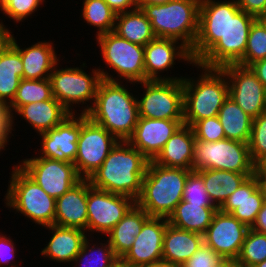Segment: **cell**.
Returning a JSON list of instances; mask_svg holds the SVG:
<instances>
[{
    "label": "cell",
    "mask_w": 266,
    "mask_h": 267,
    "mask_svg": "<svg viewBox=\"0 0 266 267\" xmlns=\"http://www.w3.org/2000/svg\"><path fill=\"white\" fill-rule=\"evenodd\" d=\"M257 18L242 11L236 0H200L198 34L190 54L194 65L222 68L244 56L250 28Z\"/></svg>",
    "instance_id": "cell-1"
},
{
    "label": "cell",
    "mask_w": 266,
    "mask_h": 267,
    "mask_svg": "<svg viewBox=\"0 0 266 267\" xmlns=\"http://www.w3.org/2000/svg\"><path fill=\"white\" fill-rule=\"evenodd\" d=\"M148 163L139 150L119 140L88 180L92 187L137 200Z\"/></svg>",
    "instance_id": "cell-2"
},
{
    "label": "cell",
    "mask_w": 266,
    "mask_h": 267,
    "mask_svg": "<svg viewBox=\"0 0 266 267\" xmlns=\"http://www.w3.org/2000/svg\"><path fill=\"white\" fill-rule=\"evenodd\" d=\"M138 99L118 81L102 79L92 106L82 111L120 141H127L139 119Z\"/></svg>",
    "instance_id": "cell-3"
},
{
    "label": "cell",
    "mask_w": 266,
    "mask_h": 267,
    "mask_svg": "<svg viewBox=\"0 0 266 267\" xmlns=\"http://www.w3.org/2000/svg\"><path fill=\"white\" fill-rule=\"evenodd\" d=\"M192 170L164 167L149 161L136 204L150 217L169 218L182 201L184 186Z\"/></svg>",
    "instance_id": "cell-4"
},
{
    "label": "cell",
    "mask_w": 266,
    "mask_h": 267,
    "mask_svg": "<svg viewBox=\"0 0 266 267\" xmlns=\"http://www.w3.org/2000/svg\"><path fill=\"white\" fill-rule=\"evenodd\" d=\"M201 69L205 72L197 82L182 79L184 124L191 127L199 120L218 116L229 96V83L220 68Z\"/></svg>",
    "instance_id": "cell-5"
},
{
    "label": "cell",
    "mask_w": 266,
    "mask_h": 267,
    "mask_svg": "<svg viewBox=\"0 0 266 267\" xmlns=\"http://www.w3.org/2000/svg\"><path fill=\"white\" fill-rule=\"evenodd\" d=\"M200 0H172L146 5L141 10L151 22L155 37L181 41L189 50L198 34Z\"/></svg>",
    "instance_id": "cell-6"
},
{
    "label": "cell",
    "mask_w": 266,
    "mask_h": 267,
    "mask_svg": "<svg viewBox=\"0 0 266 267\" xmlns=\"http://www.w3.org/2000/svg\"><path fill=\"white\" fill-rule=\"evenodd\" d=\"M14 168L5 196L7 206L39 225H53L56 199L48 195L19 166L15 165Z\"/></svg>",
    "instance_id": "cell-7"
},
{
    "label": "cell",
    "mask_w": 266,
    "mask_h": 267,
    "mask_svg": "<svg viewBox=\"0 0 266 267\" xmlns=\"http://www.w3.org/2000/svg\"><path fill=\"white\" fill-rule=\"evenodd\" d=\"M205 169L254 174L255 164L250 158L248 143L230 139L216 142L195 140L193 171Z\"/></svg>",
    "instance_id": "cell-8"
},
{
    "label": "cell",
    "mask_w": 266,
    "mask_h": 267,
    "mask_svg": "<svg viewBox=\"0 0 266 267\" xmlns=\"http://www.w3.org/2000/svg\"><path fill=\"white\" fill-rule=\"evenodd\" d=\"M92 72L93 75L91 74V76L93 77L78 67L59 70L53 68L49 76L52 95L70 114H75L70 106L72 103L82 102L84 104L86 101H95L97 89L102 79L117 81L104 70L97 69Z\"/></svg>",
    "instance_id": "cell-9"
},
{
    "label": "cell",
    "mask_w": 266,
    "mask_h": 267,
    "mask_svg": "<svg viewBox=\"0 0 266 267\" xmlns=\"http://www.w3.org/2000/svg\"><path fill=\"white\" fill-rule=\"evenodd\" d=\"M138 101L139 117L148 119L184 120L182 80H147Z\"/></svg>",
    "instance_id": "cell-10"
},
{
    "label": "cell",
    "mask_w": 266,
    "mask_h": 267,
    "mask_svg": "<svg viewBox=\"0 0 266 267\" xmlns=\"http://www.w3.org/2000/svg\"><path fill=\"white\" fill-rule=\"evenodd\" d=\"M119 140L86 114L80 115V134L74 166L83 179H88L104 162Z\"/></svg>",
    "instance_id": "cell-11"
},
{
    "label": "cell",
    "mask_w": 266,
    "mask_h": 267,
    "mask_svg": "<svg viewBox=\"0 0 266 267\" xmlns=\"http://www.w3.org/2000/svg\"><path fill=\"white\" fill-rule=\"evenodd\" d=\"M96 38L105 63L120 77L131 83L145 81L144 46L131 43L113 31Z\"/></svg>",
    "instance_id": "cell-12"
},
{
    "label": "cell",
    "mask_w": 266,
    "mask_h": 267,
    "mask_svg": "<svg viewBox=\"0 0 266 267\" xmlns=\"http://www.w3.org/2000/svg\"><path fill=\"white\" fill-rule=\"evenodd\" d=\"M22 163L19 167L54 199L83 179L71 162L33 157L24 159Z\"/></svg>",
    "instance_id": "cell-13"
},
{
    "label": "cell",
    "mask_w": 266,
    "mask_h": 267,
    "mask_svg": "<svg viewBox=\"0 0 266 267\" xmlns=\"http://www.w3.org/2000/svg\"><path fill=\"white\" fill-rule=\"evenodd\" d=\"M135 204L131 197L97 189L88 180L87 230L106 235Z\"/></svg>",
    "instance_id": "cell-14"
},
{
    "label": "cell",
    "mask_w": 266,
    "mask_h": 267,
    "mask_svg": "<svg viewBox=\"0 0 266 267\" xmlns=\"http://www.w3.org/2000/svg\"><path fill=\"white\" fill-rule=\"evenodd\" d=\"M220 69L229 79V96L245 113L255 118L266 112V89L249 67L230 64Z\"/></svg>",
    "instance_id": "cell-15"
},
{
    "label": "cell",
    "mask_w": 266,
    "mask_h": 267,
    "mask_svg": "<svg viewBox=\"0 0 266 267\" xmlns=\"http://www.w3.org/2000/svg\"><path fill=\"white\" fill-rule=\"evenodd\" d=\"M249 227L230 213L218 209L203 234L204 244L211 247L229 263L238 258Z\"/></svg>",
    "instance_id": "cell-16"
},
{
    "label": "cell",
    "mask_w": 266,
    "mask_h": 267,
    "mask_svg": "<svg viewBox=\"0 0 266 267\" xmlns=\"http://www.w3.org/2000/svg\"><path fill=\"white\" fill-rule=\"evenodd\" d=\"M167 223V218L150 217L143 224L141 232L136 235L133 245L123 256L131 267L163 262V240Z\"/></svg>",
    "instance_id": "cell-17"
},
{
    "label": "cell",
    "mask_w": 266,
    "mask_h": 267,
    "mask_svg": "<svg viewBox=\"0 0 266 267\" xmlns=\"http://www.w3.org/2000/svg\"><path fill=\"white\" fill-rule=\"evenodd\" d=\"M182 124H184V120L139 117L138 123L127 142L151 161Z\"/></svg>",
    "instance_id": "cell-18"
},
{
    "label": "cell",
    "mask_w": 266,
    "mask_h": 267,
    "mask_svg": "<svg viewBox=\"0 0 266 267\" xmlns=\"http://www.w3.org/2000/svg\"><path fill=\"white\" fill-rule=\"evenodd\" d=\"M67 116L60 124L41 133L43 153L40 157L74 163L80 134V116Z\"/></svg>",
    "instance_id": "cell-19"
},
{
    "label": "cell",
    "mask_w": 266,
    "mask_h": 267,
    "mask_svg": "<svg viewBox=\"0 0 266 267\" xmlns=\"http://www.w3.org/2000/svg\"><path fill=\"white\" fill-rule=\"evenodd\" d=\"M175 39L155 37L144 46L145 81L147 80H182L183 78H162L158 72L174 65V60L181 58L194 64L190 50ZM177 46V47H176ZM177 50V51H176Z\"/></svg>",
    "instance_id": "cell-20"
},
{
    "label": "cell",
    "mask_w": 266,
    "mask_h": 267,
    "mask_svg": "<svg viewBox=\"0 0 266 267\" xmlns=\"http://www.w3.org/2000/svg\"><path fill=\"white\" fill-rule=\"evenodd\" d=\"M88 179H82L56 199L54 225L87 230Z\"/></svg>",
    "instance_id": "cell-21"
},
{
    "label": "cell",
    "mask_w": 266,
    "mask_h": 267,
    "mask_svg": "<svg viewBox=\"0 0 266 267\" xmlns=\"http://www.w3.org/2000/svg\"><path fill=\"white\" fill-rule=\"evenodd\" d=\"M264 201V196L253 175L248 177L219 209L225 213H230L240 222L251 228Z\"/></svg>",
    "instance_id": "cell-22"
},
{
    "label": "cell",
    "mask_w": 266,
    "mask_h": 267,
    "mask_svg": "<svg viewBox=\"0 0 266 267\" xmlns=\"http://www.w3.org/2000/svg\"><path fill=\"white\" fill-rule=\"evenodd\" d=\"M195 134L191 126L182 124L168 139L165 146L152 160L154 163L171 168L193 171V150Z\"/></svg>",
    "instance_id": "cell-23"
},
{
    "label": "cell",
    "mask_w": 266,
    "mask_h": 267,
    "mask_svg": "<svg viewBox=\"0 0 266 267\" xmlns=\"http://www.w3.org/2000/svg\"><path fill=\"white\" fill-rule=\"evenodd\" d=\"M203 243L202 234L186 231L167 223L162 260L174 266H181L192 257Z\"/></svg>",
    "instance_id": "cell-24"
},
{
    "label": "cell",
    "mask_w": 266,
    "mask_h": 267,
    "mask_svg": "<svg viewBox=\"0 0 266 267\" xmlns=\"http://www.w3.org/2000/svg\"><path fill=\"white\" fill-rule=\"evenodd\" d=\"M12 45L20 52L23 62V79L38 80L49 78L51 70L58 62L52 43L38 42L31 47L21 49L15 38ZM49 72V73H48Z\"/></svg>",
    "instance_id": "cell-25"
},
{
    "label": "cell",
    "mask_w": 266,
    "mask_h": 267,
    "mask_svg": "<svg viewBox=\"0 0 266 267\" xmlns=\"http://www.w3.org/2000/svg\"><path fill=\"white\" fill-rule=\"evenodd\" d=\"M54 232L41 255L57 262H73L86 240L85 231L78 228L47 226Z\"/></svg>",
    "instance_id": "cell-26"
},
{
    "label": "cell",
    "mask_w": 266,
    "mask_h": 267,
    "mask_svg": "<svg viewBox=\"0 0 266 267\" xmlns=\"http://www.w3.org/2000/svg\"><path fill=\"white\" fill-rule=\"evenodd\" d=\"M150 218L148 213L135 204L128 213L107 233L115 255L123 257L133 245L136 235Z\"/></svg>",
    "instance_id": "cell-27"
},
{
    "label": "cell",
    "mask_w": 266,
    "mask_h": 267,
    "mask_svg": "<svg viewBox=\"0 0 266 267\" xmlns=\"http://www.w3.org/2000/svg\"><path fill=\"white\" fill-rule=\"evenodd\" d=\"M15 113L24 117L39 134L53 129L70 115L55 97L23 105Z\"/></svg>",
    "instance_id": "cell-28"
},
{
    "label": "cell",
    "mask_w": 266,
    "mask_h": 267,
    "mask_svg": "<svg viewBox=\"0 0 266 267\" xmlns=\"http://www.w3.org/2000/svg\"><path fill=\"white\" fill-rule=\"evenodd\" d=\"M217 210L214 204H191L182 200L169 216L168 223L203 235Z\"/></svg>",
    "instance_id": "cell-29"
},
{
    "label": "cell",
    "mask_w": 266,
    "mask_h": 267,
    "mask_svg": "<svg viewBox=\"0 0 266 267\" xmlns=\"http://www.w3.org/2000/svg\"><path fill=\"white\" fill-rule=\"evenodd\" d=\"M196 172L202 177L205 189L211 201L218 209L248 177L253 176V174L213 169H205Z\"/></svg>",
    "instance_id": "cell-30"
},
{
    "label": "cell",
    "mask_w": 266,
    "mask_h": 267,
    "mask_svg": "<svg viewBox=\"0 0 266 267\" xmlns=\"http://www.w3.org/2000/svg\"><path fill=\"white\" fill-rule=\"evenodd\" d=\"M113 32L131 43L141 46H145L155 38L151 22L145 13L138 8L116 14Z\"/></svg>",
    "instance_id": "cell-31"
},
{
    "label": "cell",
    "mask_w": 266,
    "mask_h": 267,
    "mask_svg": "<svg viewBox=\"0 0 266 267\" xmlns=\"http://www.w3.org/2000/svg\"><path fill=\"white\" fill-rule=\"evenodd\" d=\"M21 79L23 62L20 52L11 44L0 58V102L6 107L14 100Z\"/></svg>",
    "instance_id": "cell-32"
},
{
    "label": "cell",
    "mask_w": 266,
    "mask_h": 267,
    "mask_svg": "<svg viewBox=\"0 0 266 267\" xmlns=\"http://www.w3.org/2000/svg\"><path fill=\"white\" fill-rule=\"evenodd\" d=\"M218 119L224 129L226 139L248 143L253 118L245 113L230 96L220 108Z\"/></svg>",
    "instance_id": "cell-33"
},
{
    "label": "cell",
    "mask_w": 266,
    "mask_h": 267,
    "mask_svg": "<svg viewBox=\"0 0 266 267\" xmlns=\"http://www.w3.org/2000/svg\"><path fill=\"white\" fill-rule=\"evenodd\" d=\"M52 97L49 78L38 80L21 79L14 100L7 106V111L10 116V130H12V124L14 123L13 110L16 112L23 105L49 100Z\"/></svg>",
    "instance_id": "cell-34"
},
{
    "label": "cell",
    "mask_w": 266,
    "mask_h": 267,
    "mask_svg": "<svg viewBox=\"0 0 266 267\" xmlns=\"http://www.w3.org/2000/svg\"><path fill=\"white\" fill-rule=\"evenodd\" d=\"M82 16L87 23L99 28L97 36L114 30L116 13L104 0H84Z\"/></svg>",
    "instance_id": "cell-35"
},
{
    "label": "cell",
    "mask_w": 266,
    "mask_h": 267,
    "mask_svg": "<svg viewBox=\"0 0 266 267\" xmlns=\"http://www.w3.org/2000/svg\"><path fill=\"white\" fill-rule=\"evenodd\" d=\"M266 260V234L249 228L240 254L234 262L239 267H253Z\"/></svg>",
    "instance_id": "cell-36"
},
{
    "label": "cell",
    "mask_w": 266,
    "mask_h": 267,
    "mask_svg": "<svg viewBox=\"0 0 266 267\" xmlns=\"http://www.w3.org/2000/svg\"><path fill=\"white\" fill-rule=\"evenodd\" d=\"M263 59H266V25L257 18L250 28L244 56L237 64L249 67Z\"/></svg>",
    "instance_id": "cell-37"
},
{
    "label": "cell",
    "mask_w": 266,
    "mask_h": 267,
    "mask_svg": "<svg viewBox=\"0 0 266 267\" xmlns=\"http://www.w3.org/2000/svg\"><path fill=\"white\" fill-rule=\"evenodd\" d=\"M248 148L255 165L266 157V112L252 119Z\"/></svg>",
    "instance_id": "cell-38"
},
{
    "label": "cell",
    "mask_w": 266,
    "mask_h": 267,
    "mask_svg": "<svg viewBox=\"0 0 266 267\" xmlns=\"http://www.w3.org/2000/svg\"><path fill=\"white\" fill-rule=\"evenodd\" d=\"M88 241H89L88 238H86V240L83 243V246H82L81 250L77 254L76 258L74 259V261H76L75 263L82 262L83 260H86V257H91V259L93 261L90 258H88L89 260L87 259L85 261L86 263H84V262L83 263L85 265H88L89 267H108L109 264L117 257L115 255L112 247L110 246V243L109 242L107 244L100 243L101 246H103V245L104 246L101 247V248L98 247L97 250H96L95 247L91 248L89 246L90 243ZM89 251H90V254H89ZM94 251H95V253L98 252V254H97L98 257H96L95 259H93L95 257L93 255L94 254Z\"/></svg>",
    "instance_id": "cell-39"
},
{
    "label": "cell",
    "mask_w": 266,
    "mask_h": 267,
    "mask_svg": "<svg viewBox=\"0 0 266 267\" xmlns=\"http://www.w3.org/2000/svg\"><path fill=\"white\" fill-rule=\"evenodd\" d=\"M182 200L191 204H213L202 177L196 171H192L187 177Z\"/></svg>",
    "instance_id": "cell-40"
},
{
    "label": "cell",
    "mask_w": 266,
    "mask_h": 267,
    "mask_svg": "<svg viewBox=\"0 0 266 267\" xmlns=\"http://www.w3.org/2000/svg\"><path fill=\"white\" fill-rule=\"evenodd\" d=\"M192 129L195 139L199 141L216 142L226 139L218 116L199 120L192 126Z\"/></svg>",
    "instance_id": "cell-41"
},
{
    "label": "cell",
    "mask_w": 266,
    "mask_h": 267,
    "mask_svg": "<svg viewBox=\"0 0 266 267\" xmlns=\"http://www.w3.org/2000/svg\"><path fill=\"white\" fill-rule=\"evenodd\" d=\"M44 0H0V8L9 18L22 21L30 16Z\"/></svg>",
    "instance_id": "cell-42"
},
{
    "label": "cell",
    "mask_w": 266,
    "mask_h": 267,
    "mask_svg": "<svg viewBox=\"0 0 266 267\" xmlns=\"http://www.w3.org/2000/svg\"><path fill=\"white\" fill-rule=\"evenodd\" d=\"M227 263L221 255L203 243L181 267H224Z\"/></svg>",
    "instance_id": "cell-43"
},
{
    "label": "cell",
    "mask_w": 266,
    "mask_h": 267,
    "mask_svg": "<svg viewBox=\"0 0 266 267\" xmlns=\"http://www.w3.org/2000/svg\"><path fill=\"white\" fill-rule=\"evenodd\" d=\"M242 11L260 18L266 15V0H236Z\"/></svg>",
    "instance_id": "cell-44"
},
{
    "label": "cell",
    "mask_w": 266,
    "mask_h": 267,
    "mask_svg": "<svg viewBox=\"0 0 266 267\" xmlns=\"http://www.w3.org/2000/svg\"><path fill=\"white\" fill-rule=\"evenodd\" d=\"M14 243L10 238L0 235V265L7 264L15 257Z\"/></svg>",
    "instance_id": "cell-45"
},
{
    "label": "cell",
    "mask_w": 266,
    "mask_h": 267,
    "mask_svg": "<svg viewBox=\"0 0 266 267\" xmlns=\"http://www.w3.org/2000/svg\"><path fill=\"white\" fill-rule=\"evenodd\" d=\"M10 116L7 107L0 102V141L6 145L10 132ZM6 143V144H5Z\"/></svg>",
    "instance_id": "cell-46"
},
{
    "label": "cell",
    "mask_w": 266,
    "mask_h": 267,
    "mask_svg": "<svg viewBox=\"0 0 266 267\" xmlns=\"http://www.w3.org/2000/svg\"><path fill=\"white\" fill-rule=\"evenodd\" d=\"M108 6L116 13L129 12L132 10H127L133 8L135 10L137 8L135 0H104Z\"/></svg>",
    "instance_id": "cell-47"
},
{
    "label": "cell",
    "mask_w": 266,
    "mask_h": 267,
    "mask_svg": "<svg viewBox=\"0 0 266 267\" xmlns=\"http://www.w3.org/2000/svg\"><path fill=\"white\" fill-rule=\"evenodd\" d=\"M266 89V59L257 61L249 66Z\"/></svg>",
    "instance_id": "cell-48"
},
{
    "label": "cell",
    "mask_w": 266,
    "mask_h": 267,
    "mask_svg": "<svg viewBox=\"0 0 266 267\" xmlns=\"http://www.w3.org/2000/svg\"><path fill=\"white\" fill-rule=\"evenodd\" d=\"M251 229L266 234V200L264 201L261 210L258 212L256 221Z\"/></svg>",
    "instance_id": "cell-49"
},
{
    "label": "cell",
    "mask_w": 266,
    "mask_h": 267,
    "mask_svg": "<svg viewBox=\"0 0 266 267\" xmlns=\"http://www.w3.org/2000/svg\"><path fill=\"white\" fill-rule=\"evenodd\" d=\"M6 28H0V58L6 49L12 44L13 35Z\"/></svg>",
    "instance_id": "cell-50"
},
{
    "label": "cell",
    "mask_w": 266,
    "mask_h": 267,
    "mask_svg": "<svg viewBox=\"0 0 266 267\" xmlns=\"http://www.w3.org/2000/svg\"><path fill=\"white\" fill-rule=\"evenodd\" d=\"M169 1L172 0H135V3L138 9H142L146 5L165 4Z\"/></svg>",
    "instance_id": "cell-51"
},
{
    "label": "cell",
    "mask_w": 266,
    "mask_h": 267,
    "mask_svg": "<svg viewBox=\"0 0 266 267\" xmlns=\"http://www.w3.org/2000/svg\"><path fill=\"white\" fill-rule=\"evenodd\" d=\"M257 180L258 187L266 200V175H254Z\"/></svg>",
    "instance_id": "cell-52"
},
{
    "label": "cell",
    "mask_w": 266,
    "mask_h": 267,
    "mask_svg": "<svg viewBox=\"0 0 266 267\" xmlns=\"http://www.w3.org/2000/svg\"><path fill=\"white\" fill-rule=\"evenodd\" d=\"M253 175H266V157H264L255 165Z\"/></svg>",
    "instance_id": "cell-53"
},
{
    "label": "cell",
    "mask_w": 266,
    "mask_h": 267,
    "mask_svg": "<svg viewBox=\"0 0 266 267\" xmlns=\"http://www.w3.org/2000/svg\"><path fill=\"white\" fill-rule=\"evenodd\" d=\"M108 267H131L123 257H116Z\"/></svg>",
    "instance_id": "cell-54"
},
{
    "label": "cell",
    "mask_w": 266,
    "mask_h": 267,
    "mask_svg": "<svg viewBox=\"0 0 266 267\" xmlns=\"http://www.w3.org/2000/svg\"><path fill=\"white\" fill-rule=\"evenodd\" d=\"M141 267H173V265H171L169 263H165V262H160L157 264L145 265V266H141Z\"/></svg>",
    "instance_id": "cell-55"
},
{
    "label": "cell",
    "mask_w": 266,
    "mask_h": 267,
    "mask_svg": "<svg viewBox=\"0 0 266 267\" xmlns=\"http://www.w3.org/2000/svg\"><path fill=\"white\" fill-rule=\"evenodd\" d=\"M253 267H266V260H264V261L261 262V263L256 264V265L253 266Z\"/></svg>",
    "instance_id": "cell-56"
},
{
    "label": "cell",
    "mask_w": 266,
    "mask_h": 267,
    "mask_svg": "<svg viewBox=\"0 0 266 267\" xmlns=\"http://www.w3.org/2000/svg\"><path fill=\"white\" fill-rule=\"evenodd\" d=\"M224 267H239L235 263H227Z\"/></svg>",
    "instance_id": "cell-57"
},
{
    "label": "cell",
    "mask_w": 266,
    "mask_h": 267,
    "mask_svg": "<svg viewBox=\"0 0 266 267\" xmlns=\"http://www.w3.org/2000/svg\"><path fill=\"white\" fill-rule=\"evenodd\" d=\"M260 19H261V20L265 23V25H266V15L261 16Z\"/></svg>",
    "instance_id": "cell-58"
},
{
    "label": "cell",
    "mask_w": 266,
    "mask_h": 267,
    "mask_svg": "<svg viewBox=\"0 0 266 267\" xmlns=\"http://www.w3.org/2000/svg\"><path fill=\"white\" fill-rule=\"evenodd\" d=\"M3 147H5V145L0 141V151L4 149Z\"/></svg>",
    "instance_id": "cell-59"
},
{
    "label": "cell",
    "mask_w": 266,
    "mask_h": 267,
    "mask_svg": "<svg viewBox=\"0 0 266 267\" xmlns=\"http://www.w3.org/2000/svg\"><path fill=\"white\" fill-rule=\"evenodd\" d=\"M0 28H5L2 22H0Z\"/></svg>",
    "instance_id": "cell-60"
}]
</instances>
